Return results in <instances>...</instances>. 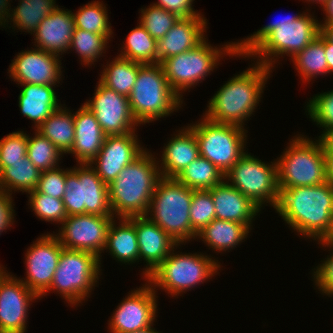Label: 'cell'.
I'll return each mask as SVG.
<instances>
[{
  "label": "cell",
  "mask_w": 333,
  "mask_h": 333,
  "mask_svg": "<svg viewBox=\"0 0 333 333\" xmlns=\"http://www.w3.org/2000/svg\"><path fill=\"white\" fill-rule=\"evenodd\" d=\"M275 210L301 235L318 242L333 240V186L328 181L283 189Z\"/></svg>",
  "instance_id": "cell-1"
},
{
  "label": "cell",
  "mask_w": 333,
  "mask_h": 333,
  "mask_svg": "<svg viewBox=\"0 0 333 333\" xmlns=\"http://www.w3.org/2000/svg\"><path fill=\"white\" fill-rule=\"evenodd\" d=\"M229 79L210 99L203 115L215 123L244 127L245 120L253 114L272 71L262 64H255Z\"/></svg>",
  "instance_id": "cell-2"
},
{
  "label": "cell",
  "mask_w": 333,
  "mask_h": 333,
  "mask_svg": "<svg viewBox=\"0 0 333 333\" xmlns=\"http://www.w3.org/2000/svg\"><path fill=\"white\" fill-rule=\"evenodd\" d=\"M152 156L145 149L108 185L112 214L118 215V219L146 216L156 184L161 178L159 163Z\"/></svg>",
  "instance_id": "cell-3"
},
{
  "label": "cell",
  "mask_w": 333,
  "mask_h": 333,
  "mask_svg": "<svg viewBox=\"0 0 333 333\" xmlns=\"http://www.w3.org/2000/svg\"><path fill=\"white\" fill-rule=\"evenodd\" d=\"M192 197L193 190L176 178L161 177L156 184L146 216L177 244L186 243L197 237L190 222Z\"/></svg>",
  "instance_id": "cell-4"
},
{
  "label": "cell",
  "mask_w": 333,
  "mask_h": 333,
  "mask_svg": "<svg viewBox=\"0 0 333 333\" xmlns=\"http://www.w3.org/2000/svg\"><path fill=\"white\" fill-rule=\"evenodd\" d=\"M128 100L139 125L170 115L183 102L170 87L161 64H143L139 68Z\"/></svg>",
  "instance_id": "cell-5"
},
{
  "label": "cell",
  "mask_w": 333,
  "mask_h": 333,
  "mask_svg": "<svg viewBox=\"0 0 333 333\" xmlns=\"http://www.w3.org/2000/svg\"><path fill=\"white\" fill-rule=\"evenodd\" d=\"M277 165L279 193L283 189L316 186L327 181L325 149L321 140L298 136L290 141Z\"/></svg>",
  "instance_id": "cell-6"
},
{
  "label": "cell",
  "mask_w": 333,
  "mask_h": 333,
  "mask_svg": "<svg viewBox=\"0 0 333 333\" xmlns=\"http://www.w3.org/2000/svg\"><path fill=\"white\" fill-rule=\"evenodd\" d=\"M174 249L146 278L152 287H161L173 296L210 279L221 267L218 260H213L206 255L175 254Z\"/></svg>",
  "instance_id": "cell-7"
},
{
  "label": "cell",
  "mask_w": 333,
  "mask_h": 333,
  "mask_svg": "<svg viewBox=\"0 0 333 333\" xmlns=\"http://www.w3.org/2000/svg\"><path fill=\"white\" fill-rule=\"evenodd\" d=\"M100 259L90 252L63 248L53 281L43 295L53 289L59 292L67 303L74 306L81 303L99 280Z\"/></svg>",
  "instance_id": "cell-8"
},
{
  "label": "cell",
  "mask_w": 333,
  "mask_h": 333,
  "mask_svg": "<svg viewBox=\"0 0 333 333\" xmlns=\"http://www.w3.org/2000/svg\"><path fill=\"white\" fill-rule=\"evenodd\" d=\"M223 46L221 49L217 46L213 48L204 40L196 48L172 56L161 63L170 87L180 98V91L194 87L213 71L222 54L237 56L235 42Z\"/></svg>",
  "instance_id": "cell-9"
},
{
  "label": "cell",
  "mask_w": 333,
  "mask_h": 333,
  "mask_svg": "<svg viewBox=\"0 0 333 333\" xmlns=\"http://www.w3.org/2000/svg\"><path fill=\"white\" fill-rule=\"evenodd\" d=\"M199 123L188 126L196 136L199 155L214 164L224 175L245 153L244 127L215 123L203 117Z\"/></svg>",
  "instance_id": "cell-10"
},
{
  "label": "cell",
  "mask_w": 333,
  "mask_h": 333,
  "mask_svg": "<svg viewBox=\"0 0 333 333\" xmlns=\"http://www.w3.org/2000/svg\"><path fill=\"white\" fill-rule=\"evenodd\" d=\"M79 165L66 174L63 203L67 216H113L108 184L97 175L92 165Z\"/></svg>",
  "instance_id": "cell-11"
},
{
  "label": "cell",
  "mask_w": 333,
  "mask_h": 333,
  "mask_svg": "<svg viewBox=\"0 0 333 333\" xmlns=\"http://www.w3.org/2000/svg\"><path fill=\"white\" fill-rule=\"evenodd\" d=\"M224 179L258 207L266 202L276 208L279 201L276 161L266 164L245 152L226 172Z\"/></svg>",
  "instance_id": "cell-12"
},
{
  "label": "cell",
  "mask_w": 333,
  "mask_h": 333,
  "mask_svg": "<svg viewBox=\"0 0 333 333\" xmlns=\"http://www.w3.org/2000/svg\"><path fill=\"white\" fill-rule=\"evenodd\" d=\"M303 12L293 23L279 24L247 56L260 58L258 64L272 68L274 57L291 58L308 46L320 32V23L312 15ZM258 55V56H257ZM273 56V57H272ZM274 58V59H273ZM273 60V61H272Z\"/></svg>",
  "instance_id": "cell-13"
},
{
  "label": "cell",
  "mask_w": 333,
  "mask_h": 333,
  "mask_svg": "<svg viewBox=\"0 0 333 333\" xmlns=\"http://www.w3.org/2000/svg\"><path fill=\"white\" fill-rule=\"evenodd\" d=\"M114 217L94 214L67 216L60 232L55 235L63 248L90 252L100 258Z\"/></svg>",
  "instance_id": "cell-14"
},
{
  "label": "cell",
  "mask_w": 333,
  "mask_h": 333,
  "mask_svg": "<svg viewBox=\"0 0 333 333\" xmlns=\"http://www.w3.org/2000/svg\"><path fill=\"white\" fill-rule=\"evenodd\" d=\"M84 105L94 113L106 136L135 132V126H138L128 97L108 88L100 81L93 99L85 102Z\"/></svg>",
  "instance_id": "cell-15"
},
{
  "label": "cell",
  "mask_w": 333,
  "mask_h": 333,
  "mask_svg": "<svg viewBox=\"0 0 333 333\" xmlns=\"http://www.w3.org/2000/svg\"><path fill=\"white\" fill-rule=\"evenodd\" d=\"M63 246L53 234L42 235L26 255V280L21 281L38 297L50 288Z\"/></svg>",
  "instance_id": "cell-16"
},
{
  "label": "cell",
  "mask_w": 333,
  "mask_h": 333,
  "mask_svg": "<svg viewBox=\"0 0 333 333\" xmlns=\"http://www.w3.org/2000/svg\"><path fill=\"white\" fill-rule=\"evenodd\" d=\"M155 287L145 284L129 293L117 306L109 321L112 333H131L154 325L157 300Z\"/></svg>",
  "instance_id": "cell-17"
},
{
  "label": "cell",
  "mask_w": 333,
  "mask_h": 333,
  "mask_svg": "<svg viewBox=\"0 0 333 333\" xmlns=\"http://www.w3.org/2000/svg\"><path fill=\"white\" fill-rule=\"evenodd\" d=\"M38 298L21 279L7 272L0 281V333H25L30 302Z\"/></svg>",
  "instance_id": "cell-18"
},
{
  "label": "cell",
  "mask_w": 333,
  "mask_h": 333,
  "mask_svg": "<svg viewBox=\"0 0 333 333\" xmlns=\"http://www.w3.org/2000/svg\"><path fill=\"white\" fill-rule=\"evenodd\" d=\"M135 132L106 136L98 155L89 163L106 184L137 159L145 150L139 145ZM97 166V167H96Z\"/></svg>",
  "instance_id": "cell-19"
},
{
  "label": "cell",
  "mask_w": 333,
  "mask_h": 333,
  "mask_svg": "<svg viewBox=\"0 0 333 333\" xmlns=\"http://www.w3.org/2000/svg\"><path fill=\"white\" fill-rule=\"evenodd\" d=\"M9 66V73L18 84L51 85L60 83L61 60L44 50L35 48L17 54ZM61 76V77H60Z\"/></svg>",
  "instance_id": "cell-20"
},
{
  "label": "cell",
  "mask_w": 333,
  "mask_h": 333,
  "mask_svg": "<svg viewBox=\"0 0 333 333\" xmlns=\"http://www.w3.org/2000/svg\"><path fill=\"white\" fill-rule=\"evenodd\" d=\"M206 25V19L201 14L180 17L164 37L157 40L156 64L200 45L206 39Z\"/></svg>",
  "instance_id": "cell-21"
},
{
  "label": "cell",
  "mask_w": 333,
  "mask_h": 333,
  "mask_svg": "<svg viewBox=\"0 0 333 333\" xmlns=\"http://www.w3.org/2000/svg\"><path fill=\"white\" fill-rule=\"evenodd\" d=\"M135 229L139 246V260L146 262V278L162 263L177 244L164 230L147 216H135Z\"/></svg>",
  "instance_id": "cell-22"
},
{
  "label": "cell",
  "mask_w": 333,
  "mask_h": 333,
  "mask_svg": "<svg viewBox=\"0 0 333 333\" xmlns=\"http://www.w3.org/2000/svg\"><path fill=\"white\" fill-rule=\"evenodd\" d=\"M72 13L58 7L46 16L33 33L35 46L58 57L67 51L75 28Z\"/></svg>",
  "instance_id": "cell-23"
},
{
  "label": "cell",
  "mask_w": 333,
  "mask_h": 333,
  "mask_svg": "<svg viewBox=\"0 0 333 333\" xmlns=\"http://www.w3.org/2000/svg\"><path fill=\"white\" fill-rule=\"evenodd\" d=\"M209 191L217 219L242 223L250 228L253 218L261 210L251 199L230 185L227 180H223Z\"/></svg>",
  "instance_id": "cell-24"
},
{
  "label": "cell",
  "mask_w": 333,
  "mask_h": 333,
  "mask_svg": "<svg viewBox=\"0 0 333 333\" xmlns=\"http://www.w3.org/2000/svg\"><path fill=\"white\" fill-rule=\"evenodd\" d=\"M75 137L69 153L79 164H89L99 153L106 135L94 113L84 104L74 114Z\"/></svg>",
  "instance_id": "cell-25"
},
{
  "label": "cell",
  "mask_w": 333,
  "mask_h": 333,
  "mask_svg": "<svg viewBox=\"0 0 333 333\" xmlns=\"http://www.w3.org/2000/svg\"><path fill=\"white\" fill-rule=\"evenodd\" d=\"M165 144L159 167L161 177L176 178L199 155L195 133L185 127Z\"/></svg>",
  "instance_id": "cell-26"
},
{
  "label": "cell",
  "mask_w": 333,
  "mask_h": 333,
  "mask_svg": "<svg viewBox=\"0 0 333 333\" xmlns=\"http://www.w3.org/2000/svg\"><path fill=\"white\" fill-rule=\"evenodd\" d=\"M19 108L21 113L34 121L38 128L55 110L62 105L58 103L56 93L51 85L20 84ZM60 106H59V105Z\"/></svg>",
  "instance_id": "cell-27"
},
{
  "label": "cell",
  "mask_w": 333,
  "mask_h": 333,
  "mask_svg": "<svg viewBox=\"0 0 333 333\" xmlns=\"http://www.w3.org/2000/svg\"><path fill=\"white\" fill-rule=\"evenodd\" d=\"M8 2L9 0H0V26L6 25L5 22L11 20L14 27L27 30L31 34L36 31L46 16L58 8L54 0H22L14 10H11L8 8Z\"/></svg>",
  "instance_id": "cell-28"
},
{
  "label": "cell",
  "mask_w": 333,
  "mask_h": 333,
  "mask_svg": "<svg viewBox=\"0 0 333 333\" xmlns=\"http://www.w3.org/2000/svg\"><path fill=\"white\" fill-rule=\"evenodd\" d=\"M119 226L113 219L107 233L105 250L122 263L139 262V246L135 229V216L120 218Z\"/></svg>",
  "instance_id": "cell-29"
},
{
  "label": "cell",
  "mask_w": 333,
  "mask_h": 333,
  "mask_svg": "<svg viewBox=\"0 0 333 333\" xmlns=\"http://www.w3.org/2000/svg\"><path fill=\"white\" fill-rule=\"evenodd\" d=\"M249 230L251 228L249 229L242 223L215 218L196 236L202 238L208 247L220 252L230 250L243 242L242 240L247 237Z\"/></svg>",
  "instance_id": "cell-30"
},
{
  "label": "cell",
  "mask_w": 333,
  "mask_h": 333,
  "mask_svg": "<svg viewBox=\"0 0 333 333\" xmlns=\"http://www.w3.org/2000/svg\"><path fill=\"white\" fill-rule=\"evenodd\" d=\"M35 130L48 138L62 154L69 153L75 137L74 113L61 106Z\"/></svg>",
  "instance_id": "cell-31"
},
{
  "label": "cell",
  "mask_w": 333,
  "mask_h": 333,
  "mask_svg": "<svg viewBox=\"0 0 333 333\" xmlns=\"http://www.w3.org/2000/svg\"><path fill=\"white\" fill-rule=\"evenodd\" d=\"M103 70L99 81L119 94L128 97L135 84L139 68L143 65L117 56Z\"/></svg>",
  "instance_id": "cell-32"
},
{
  "label": "cell",
  "mask_w": 333,
  "mask_h": 333,
  "mask_svg": "<svg viewBox=\"0 0 333 333\" xmlns=\"http://www.w3.org/2000/svg\"><path fill=\"white\" fill-rule=\"evenodd\" d=\"M40 175L41 171L29 160L28 156H25L24 160L10 163V166L0 172L2 187L9 195L12 194V190L26 193L34 191Z\"/></svg>",
  "instance_id": "cell-33"
},
{
  "label": "cell",
  "mask_w": 333,
  "mask_h": 333,
  "mask_svg": "<svg viewBox=\"0 0 333 333\" xmlns=\"http://www.w3.org/2000/svg\"><path fill=\"white\" fill-rule=\"evenodd\" d=\"M293 64L297 67L296 70L301 75V79L305 81L317 77V75H325L328 73V65L326 60V54L324 50V35L319 32L317 38H315L308 46L303 50L296 53L292 57Z\"/></svg>",
  "instance_id": "cell-34"
},
{
  "label": "cell",
  "mask_w": 333,
  "mask_h": 333,
  "mask_svg": "<svg viewBox=\"0 0 333 333\" xmlns=\"http://www.w3.org/2000/svg\"><path fill=\"white\" fill-rule=\"evenodd\" d=\"M224 176L214 164L199 156L176 179L192 190H209L225 180Z\"/></svg>",
  "instance_id": "cell-35"
},
{
  "label": "cell",
  "mask_w": 333,
  "mask_h": 333,
  "mask_svg": "<svg viewBox=\"0 0 333 333\" xmlns=\"http://www.w3.org/2000/svg\"><path fill=\"white\" fill-rule=\"evenodd\" d=\"M156 47L157 40L139 24L127 35L126 44L118 56L141 64H156Z\"/></svg>",
  "instance_id": "cell-36"
},
{
  "label": "cell",
  "mask_w": 333,
  "mask_h": 333,
  "mask_svg": "<svg viewBox=\"0 0 333 333\" xmlns=\"http://www.w3.org/2000/svg\"><path fill=\"white\" fill-rule=\"evenodd\" d=\"M106 6L99 1L83 5L76 13H72L74 17L75 28L86 30L88 32L104 35L108 39L112 37V29L109 25Z\"/></svg>",
  "instance_id": "cell-37"
},
{
  "label": "cell",
  "mask_w": 333,
  "mask_h": 333,
  "mask_svg": "<svg viewBox=\"0 0 333 333\" xmlns=\"http://www.w3.org/2000/svg\"><path fill=\"white\" fill-rule=\"evenodd\" d=\"M61 151L46 137L37 131L34 137L28 135L27 156L40 171L58 167Z\"/></svg>",
  "instance_id": "cell-38"
},
{
  "label": "cell",
  "mask_w": 333,
  "mask_h": 333,
  "mask_svg": "<svg viewBox=\"0 0 333 333\" xmlns=\"http://www.w3.org/2000/svg\"><path fill=\"white\" fill-rule=\"evenodd\" d=\"M109 39L104 35L88 32L79 28H74L69 49L73 48L82 59L83 64L92 65L101 57L104 49L107 48ZM90 63V64H89Z\"/></svg>",
  "instance_id": "cell-39"
},
{
  "label": "cell",
  "mask_w": 333,
  "mask_h": 333,
  "mask_svg": "<svg viewBox=\"0 0 333 333\" xmlns=\"http://www.w3.org/2000/svg\"><path fill=\"white\" fill-rule=\"evenodd\" d=\"M140 11L142 15L140 16L139 24H141L155 40L164 37L180 18L177 14L154 4Z\"/></svg>",
  "instance_id": "cell-40"
},
{
  "label": "cell",
  "mask_w": 333,
  "mask_h": 333,
  "mask_svg": "<svg viewBox=\"0 0 333 333\" xmlns=\"http://www.w3.org/2000/svg\"><path fill=\"white\" fill-rule=\"evenodd\" d=\"M28 194L30 207L38 218L47 222L63 223L67 217L63 199L39 193L36 189Z\"/></svg>",
  "instance_id": "cell-41"
},
{
  "label": "cell",
  "mask_w": 333,
  "mask_h": 333,
  "mask_svg": "<svg viewBox=\"0 0 333 333\" xmlns=\"http://www.w3.org/2000/svg\"><path fill=\"white\" fill-rule=\"evenodd\" d=\"M216 218L213 199L209 190H193L190 207L192 231L197 235Z\"/></svg>",
  "instance_id": "cell-42"
},
{
  "label": "cell",
  "mask_w": 333,
  "mask_h": 333,
  "mask_svg": "<svg viewBox=\"0 0 333 333\" xmlns=\"http://www.w3.org/2000/svg\"><path fill=\"white\" fill-rule=\"evenodd\" d=\"M28 136L23 131L9 133L0 140V172L10 163L24 160L27 156Z\"/></svg>",
  "instance_id": "cell-43"
},
{
  "label": "cell",
  "mask_w": 333,
  "mask_h": 333,
  "mask_svg": "<svg viewBox=\"0 0 333 333\" xmlns=\"http://www.w3.org/2000/svg\"><path fill=\"white\" fill-rule=\"evenodd\" d=\"M312 98L306 104L309 118L323 127L324 133L333 128V90L317 94Z\"/></svg>",
  "instance_id": "cell-44"
},
{
  "label": "cell",
  "mask_w": 333,
  "mask_h": 333,
  "mask_svg": "<svg viewBox=\"0 0 333 333\" xmlns=\"http://www.w3.org/2000/svg\"><path fill=\"white\" fill-rule=\"evenodd\" d=\"M71 170L54 169L41 171L36 190L53 198L63 199L65 193L66 174Z\"/></svg>",
  "instance_id": "cell-45"
},
{
  "label": "cell",
  "mask_w": 333,
  "mask_h": 333,
  "mask_svg": "<svg viewBox=\"0 0 333 333\" xmlns=\"http://www.w3.org/2000/svg\"><path fill=\"white\" fill-rule=\"evenodd\" d=\"M301 16V14H297L296 16H287L283 17L280 20L274 21L272 23H269L268 25L262 27L257 32H255L250 37L235 43L236 45V55L244 57H247V55L273 30L278 28L279 24H285V23H293L296 19H298Z\"/></svg>",
  "instance_id": "cell-46"
},
{
  "label": "cell",
  "mask_w": 333,
  "mask_h": 333,
  "mask_svg": "<svg viewBox=\"0 0 333 333\" xmlns=\"http://www.w3.org/2000/svg\"><path fill=\"white\" fill-rule=\"evenodd\" d=\"M322 246H333V240L321 241ZM314 281L318 289L326 295H333V252L322 264L314 271Z\"/></svg>",
  "instance_id": "cell-47"
},
{
  "label": "cell",
  "mask_w": 333,
  "mask_h": 333,
  "mask_svg": "<svg viewBox=\"0 0 333 333\" xmlns=\"http://www.w3.org/2000/svg\"><path fill=\"white\" fill-rule=\"evenodd\" d=\"M193 1L194 0H158L157 3L153 4L177 14L179 17H192L200 14L193 10Z\"/></svg>",
  "instance_id": "cell-48"
},
{
  "label": "cell",
  "mask_w": 333,
  "mask_h": 333,
  "mask_svg": "<svg viewBox=\"0 0 333 333\" xmlns=\"http://www.w3.org/2000/svg\"><path fill=\"white\" fill-rule=\"evenodd\" d=\"M12 201V196L7 192L0 193V234L13 225L15 215H13L14 205Z\"/></svg>",
  "instance_id": "cell-49"
},
{
  "label": "cell",
  "mask_w": 333,
  "mask_h": 333,
  "mask_svg": "<svg viewBox=\"0 0 333 333\" xmlns=\"http://www.w3.org/2000/svg\"><path fill=\"white\" fill-rule=\"evenodd\" d=\"M319 139L323 144L325 154H333V128L322 133Z\"/></svg>",
  "instance_id": "cell-50"
},
{
  "label": "cell",
  "mask_w": 333,
  "mask_h": 333,
  "mask_svg": "<svg viewBox=\"0 0 333 333\" xmlns=\"http://www.w3.org/2000/svg\"><path fill=\"white\" fill-rule=\"evenodd\" d=\"M324 50L328 65V73L333 72V43L324 36Z\"/></svg>",
  "instance_id": "cell-51"
},
{
  "label": "cell",
  "mask_w": 333,
  "mask_h": 333,
  "mask_svg": "<svg viewBox=\"0 0 333 333\" xmlns=\"http://www.w3.org/2000/svg\"><path fill=\"white\" fill-rule=\"evenodd\" d=\"M323 6V7H322ZM321 7L325 11V21L323 24H333V0H325L322 4Z\"/></svg>",
  "instance_id": "cell-52"
},
{
  "label": "cell",
  "mask_w": 333,
  "mask_h": 333,
  "mask_svg": "<svg viewBox=\"0 0 333 333\" xmlns=\"http://www.w3.org/2000/svg\"><path fill=\"white\" fill-rule=\"evenodd\" d=\"M325 168L327 181L333 186V154H325Z\"/></svg>",
  "instance_id": "cell-53"
},
{
  "label": "cell",
  "mask_w": 333,
  "mask_h": 333,
  "mask_svg": "<svg viewBox=\"0 0 333 333\" xmlns=\"http://www.w3.org/2000/svg\"><path fill=\"white\" fill-rule=\"evenodd\" d=\"M320 32L333 43V24H321L320 22Z\"/></svg>",
  "instance_id": "cell-54"
},
{
  "label": "cell",
  "mask_w": 333,
  "mask_h": 333,
  "mask_svg": "<svg viewBox=\"0 0 333 333\" xmlns=\"http://www.w3.org/2000/svg\"><path fill=\"white\" fill-rule=\"evenodd\" d=\"M131 333H159V332H157V330L155 331V329H153V327L150 326L148 328L138 330V331H135V332H131Z\"/></svg>",
  "instance_id": "cell-55"
},
{
  "label": "cell",
  "mask_w": 333,
  "mask_h": 333,
  "mask_svg": "<svg viewBox=\"0 0 333 333\" xmlns=\"http://www.w3.org/2000/svg\"><path fill=\"white\" fill-rule=\"evenodd\" d=\"M3 269H4L3 266H2V268H1V265H0V281H1V279L7 274L6 271L3 270Z\"/></svg>",
  "instance_id": "cell-56"
},
{
  "label": "cell",
  "mask_w": 333,
  "mask_h": 333,
  "mask_svg": "<svg viewBox=\"0 0 333 333\" xmlns=\"http://www.w3.org/2000/svg\"><path fill=\"white\" fill-rule=\"evenodd\" d=\"M306 1H308V2H316V3H319V4H322L325 0H306Z\"/></svg>",
  "instance_id": "cell-57"
},
{
  "label": "cell",
  "mask_w": 333,
  "mask_h": 333,
  "mask_svg": "<svg viewBox=\"0 0 333 333\" xmlns=\"http://www.w3.org/2000/svg\"><path fill=\"white\" fill-rule=\"evenodd\" d=\"M0 193H4V189H3L2 184H1V177H0Z\"/></svg>",
  "instance_id": "cell-58"
}]
</instances>
